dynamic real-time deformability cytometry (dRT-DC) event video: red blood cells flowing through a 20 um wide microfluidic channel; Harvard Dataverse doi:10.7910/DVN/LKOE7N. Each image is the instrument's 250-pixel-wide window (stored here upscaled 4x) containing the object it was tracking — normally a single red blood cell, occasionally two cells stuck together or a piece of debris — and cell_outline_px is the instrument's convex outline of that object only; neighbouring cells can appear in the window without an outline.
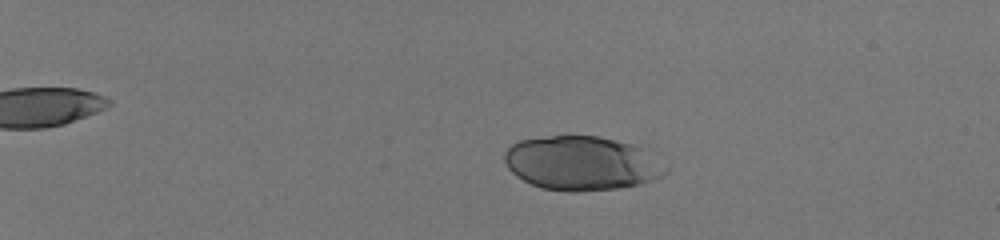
{"species": "human", "species_latin": "Homo sapiens", "temperature_condition": "room temperature", "stored_images_in_passage": 57, "camera_frame_rate_fps": 3000, "um_per_image_px": 0.085, "donor": {"sex": "male"}, "frame": {"image": 1, "passage_image": 15, "time_ms": 4.667, "image_size_px": [1000, 240], "cell_outline_px": [[668, 172], [652, 180], [640, 184], [620, 188], [580, 192], [568, 192], [540, 188], [516, 176], [508, 168], [504, 160], [504, 152], [512, 144], [520, 140], [552, 136], [596, 136], [632, 144], [640, 148], [668, 168]], "centroid_in_image_um": [49.4, 13.89], "position_along_channel_um": 35.6, "area_um2": 50.52}}